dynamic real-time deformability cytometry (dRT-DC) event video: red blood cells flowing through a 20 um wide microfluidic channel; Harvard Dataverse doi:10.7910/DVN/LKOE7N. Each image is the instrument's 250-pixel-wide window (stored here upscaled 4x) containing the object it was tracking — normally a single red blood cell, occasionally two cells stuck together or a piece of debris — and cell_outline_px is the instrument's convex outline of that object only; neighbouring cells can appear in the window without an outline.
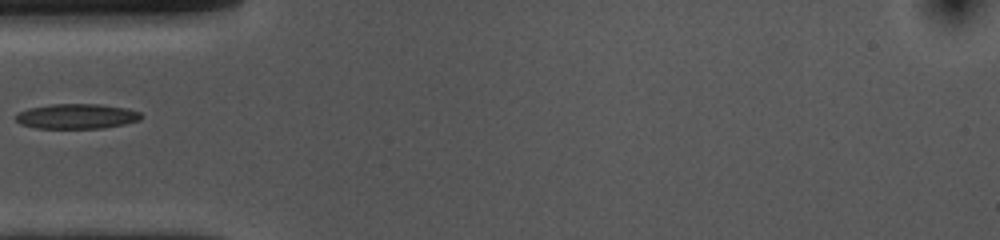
{"species": "common noctule bat (a hibernating species)", "species_latin": "Nyctalus noctula", "temperature_condition": "cold", "stored_images_in_passage": 23, "camera_frame_rate_fps": 3000, "um_per_image_px": 0.085, "animal": {"sex": "female", "body_mass_g": 10.0, "forearm_length_mm": 53.1}, "frame": {"image": 1, "passage_image": 1, "time_ms": 0.0, "image_size_px": [1000, 240], "cell_outline_px": [[144, 116], [140, 120], [124, 124], [104, 128], [36, 128], [20, 124], [16, 120], [16, 116], [20, 112], [28, 108], [52, 104], [100, 104], [128, 108], [140, 112]], "centroid_in_image_um": [6.56, 9.88], "position_along_channel_um": 78.4, "area_um2": 18.32}}
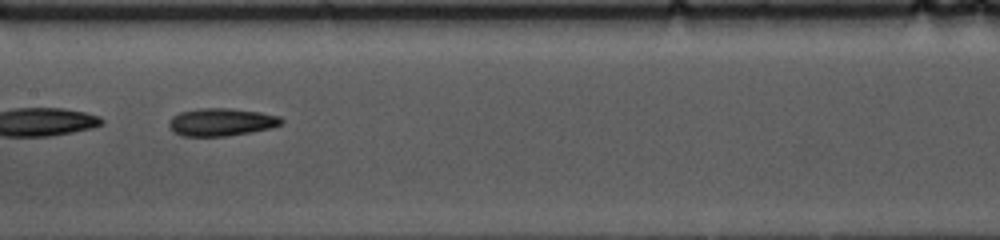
{"frame": {"image": 2, "passage_image": 10, "time_ms": 3.0, "image_size_px": [1000, 240], "cell_outline_px": [[284, 124], [272, 128], [252, 132], [228, 136], [180, 136], [168, 124], [168, 120], [172, 116], [180, 112], [196, 108], [232, 108], [260, 112], [280, 116], [284, 120]], "centroid_in_image_um": [18.85, 10.37], "position_along_channel_um": 188.5, "area_um2": 18.44}}
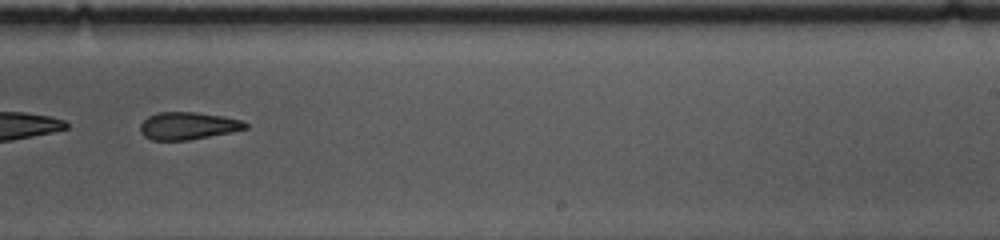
{"frame": {"image": 3, "passage_image": 17, "time_ms": 5.333, "image_size_px": [1000, 240], "cell_outline_px": [[248, 128], [232, 132], [188, 140], [152, 140], [144, 136], [140, 132], [140, 124], [148, 116], [160, 112], [196, 112], [224, 116], [244, 120], [248, 124]], "centroid_in_image_um": [16.0, 10.69], "position_along_channel_um": 273.0, "area_um2": 16.94}}